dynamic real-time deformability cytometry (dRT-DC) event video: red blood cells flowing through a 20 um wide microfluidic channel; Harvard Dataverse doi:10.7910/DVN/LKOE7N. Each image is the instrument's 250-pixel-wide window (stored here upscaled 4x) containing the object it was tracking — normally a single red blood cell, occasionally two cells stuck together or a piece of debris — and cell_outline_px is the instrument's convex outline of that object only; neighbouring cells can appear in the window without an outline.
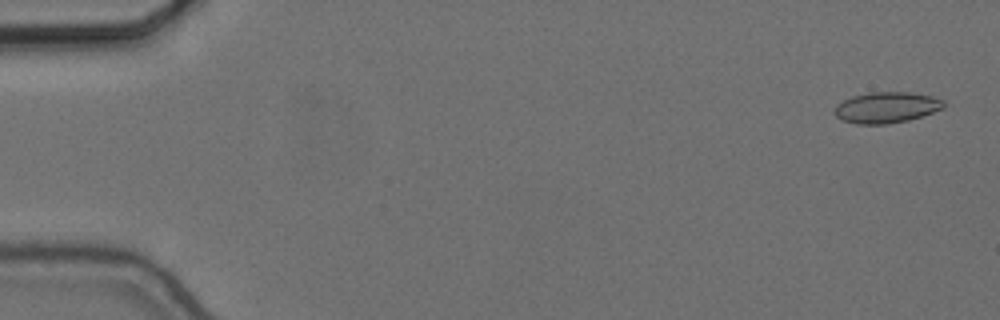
{"species": "common noctule bat (a hibernating species)", "species_latin": "Nyctalus noctula", "temperature_condition": "cold", "stored_images_in_passage": 11, "camera_frame_rate_fps": 3000, "um_per_image_px": 0.085, "animal": {"sex": "female", "body_mass_g": 24.6, "forearm_length_mm": 56.2}, "frame": {"image": 1, "passage_image": 2, "time_ms": 0.333, "image_size_px": [1000, 320], "cell_outline_px": [[944, 108], [908, 120], [888, 124], [856, 124], [844, 120], [836, 116], [832, 112], [836, 104], [852, 96], [868, 92], [908, 92], [932, 96], [944, 100]], "centroid_in_image_um": [75.32, 9.13], "position_along_channel_um": 9.7, "area_um2": 19.71}}